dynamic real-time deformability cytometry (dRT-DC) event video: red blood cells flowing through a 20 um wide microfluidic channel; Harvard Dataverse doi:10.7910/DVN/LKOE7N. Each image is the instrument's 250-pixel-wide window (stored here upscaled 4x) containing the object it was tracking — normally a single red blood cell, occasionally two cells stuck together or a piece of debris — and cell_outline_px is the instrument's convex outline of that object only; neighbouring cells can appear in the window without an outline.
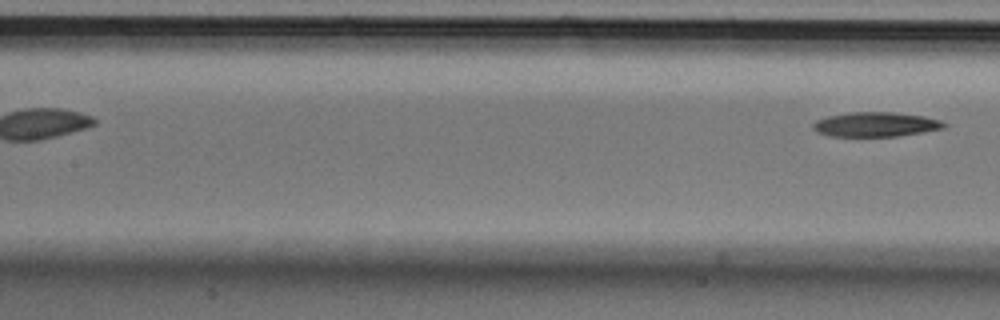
{"species": "Egyptian fruit bat (a non-hibernating species)", "species_latin": "Rousettus aegyptiacus", "temperature_condition": "cold", "stored_images_in_passage": 4, "segment_of_instrument_passage": [2, 2], "camera_frame_rate_fps": 3000, "um_per_image_px": 0.085, "animal": {"sex": "male"}, "frame": {"image": 1, "passage_image": 4, "time_ms": 1.0, "image_size_px": [1000, 320], "cell_outline_px": [[948, 124], [944, 128], [896, 136], [828, 136], [816, 132], [812, 128], [812, 124], [816, 120], [828, 116], [848, 112], [896, 112], [924, 116], [940, 120]], "centroid_in_image_um": [74.4, 10.57], "position_along_channel_um": 133.0, "area_um2": 18.79}}